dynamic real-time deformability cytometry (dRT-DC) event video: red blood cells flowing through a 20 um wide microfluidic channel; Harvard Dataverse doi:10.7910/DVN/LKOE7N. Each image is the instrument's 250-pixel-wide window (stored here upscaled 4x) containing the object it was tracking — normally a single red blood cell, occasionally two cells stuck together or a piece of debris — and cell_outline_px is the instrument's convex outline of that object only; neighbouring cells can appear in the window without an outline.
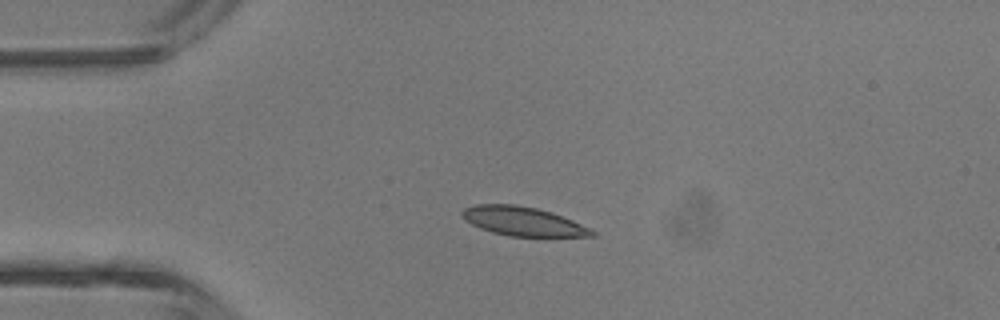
{"species": "common noctule bat (a hibernating species)", "species_latin": "Nyctalus noctula", "temperature_condition": "room temperature", "stored_images_in_passage": 5, "camera_frame_rate_fps": 3000, "um_per_image_px": 0.085, "animal": {"sex": "male", "body_mass_g": 13.3}, "frame": {"image": 1, "passage_image": 3, "time_ms": 2.333, "image_size_px": [1000, 320], "cell_outline_px": [[596, 236], [508, 236], [492, 232], [480, 228], [464, 220], [460, 216], [460, 212], [464, 208], [476, 204], [516, 204], [536, 208], [552, 212], [572, 220], [596, 232]], "centroid_in_image_um": [44.39, 18.8], "position_along_channel_um": 40.6, "area_um2": 21.91}}
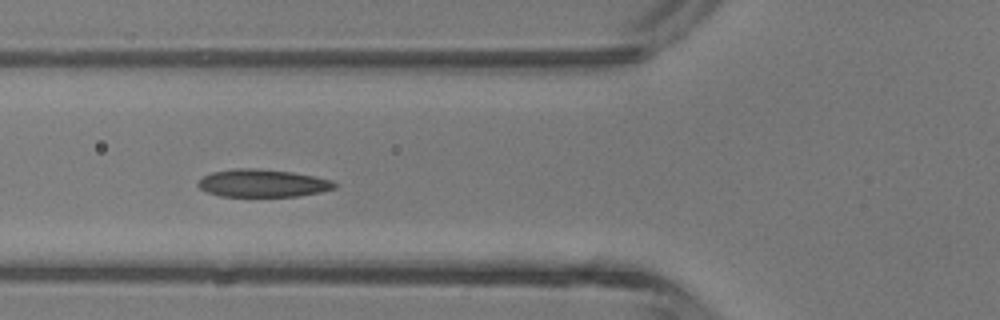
{"frame": {"image": 2, "passage_image": 5, "time_ms": 4.333, "image_size_px": [1000, 320], "cell_outline_px": [[336, 188], [320, 192], [300, 196], [220, 196], [208, 192], [200, 188], [196, 184], [204, 176], [212, 172], [236, 168], [252, 168], [292, 172], [332, 180], [336, 184]], "centroid_in_image_um": [22.33, 15.57], "position_along_channel_um": 103.5, "area_um2": 21.85}}